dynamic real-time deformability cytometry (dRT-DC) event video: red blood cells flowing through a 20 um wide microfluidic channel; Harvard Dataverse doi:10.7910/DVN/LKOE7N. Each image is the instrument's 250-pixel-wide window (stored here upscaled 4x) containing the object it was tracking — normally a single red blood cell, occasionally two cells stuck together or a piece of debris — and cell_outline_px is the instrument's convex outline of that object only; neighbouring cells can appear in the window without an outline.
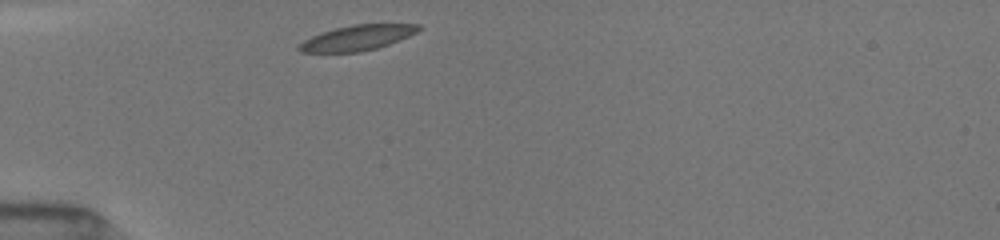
{"species": "common noctule bat (a hibernating species)", "species_latin": "Nyctalus noctula", "temperature_condition": "room temperature", "stored_images_in_passage": 31, "camera_frame_rate_fps": 3000, "um_per_image_px": 0.085, "animal": {"sex": "female", "body_mass_g": 19.5, "forearm_length_mm": 54.1}, "frame": {"image": 1, "passage_image": 1, "time_ms": 0.0, "image_size_px": [1000, 240], "cell_outline_px": [[420, 28], [416, 32], [408, 36], [388, 44], [376, 48], [360, 52], [300, 52], [296, 48], [296, 44], [320, 32], [352, 24], [420, 24]], "centroid_in_image_um": [30.3, 3.21], "position_along_channel_um": 54.7, "area_um2": 17.51}}
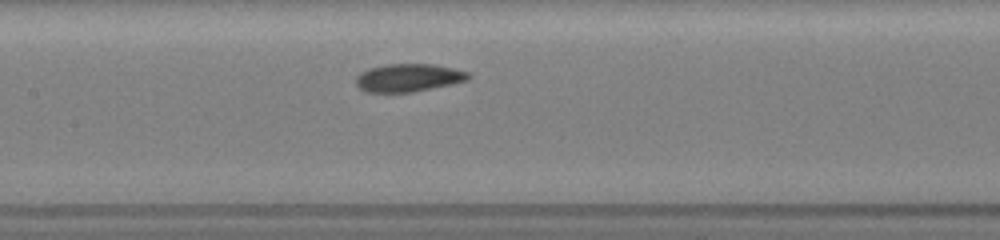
{"frame": {"image": 2, "passage_image": 11, "time_ms": 3.333, "image_size_px": [1000, 240], "cell_outline_px": [[472, 76], [468, 80], [452, 84], [412, 92], [364, 92], [356, 84], [356, 76], [360, 72], [368, 68], [388, 64], [432, 64], [456, 68], [468, 72]], "centroid_in_image_um": [34.73, 6.6], "position_along_channel_um": 172.7, "area_um2": 18.44}}
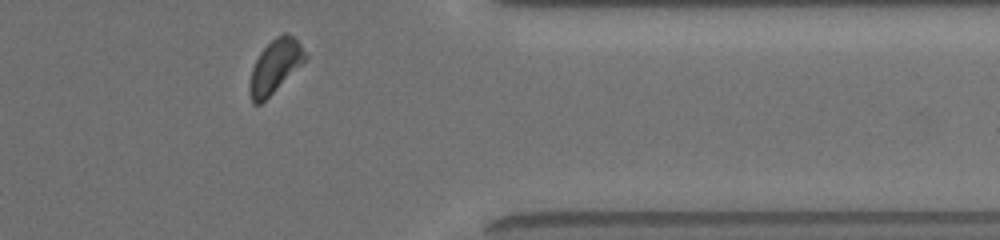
{"frame": {"image": 3, "passage_image": 28, "time_ms": 9.0, "image_size_px": [1000, 240], "cell_outline_px": [[308, 60], [260, 104], [252, 104], [248, 92], [248, 88], [252, 68], [260, 52], [276, 36], [284, 32], [292, 36], [300, 44], [308, 56]], "centroid_in_image_um": [23.39, 5.65], "position_along_channel_um": 388.0, "area_um2": 17.34}, "authors_computed_cell_mechanics": {"area_um2": 18.0336, "velocity_mm_per_s": 3.9883, "shape_relaxation_time_tau1_ms": 2.3193, "shape_relaxation_time_tau2_ms": 3.0895, "deformation_change_tau1": 0.102, "deformation_change_tau2": 0.0853}}